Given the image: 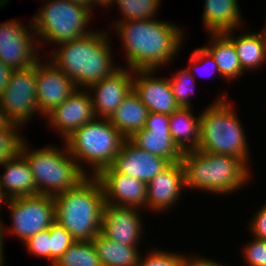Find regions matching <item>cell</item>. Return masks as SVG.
Wrapping results in <instances>:
<instances>
[{"instance_id": "obj_1", "label": "cell", "mask_w": 266, "mask_h": 266, "mask_svg": "<svg viewBox=\"0 0 266 266\" xmlns=\"http://www.w3.org/2000/svg\"><path fill=\"white\" fill-rule=\"evenodd\" d=\"M179 27L156 18L119 22L112 29L125 49L127 68L157 71L178 56L185 38Z\"/></svg>"}, {"instance_id": "obj_2", "label": "cell", "mask_w": 266, "mask_h": 266, "mask_svg": "<svg viewBox=\"0 0 266 266\" xmlns=\"http://www.w3.org/2000/svg\"><path fill=\"white\" fill-rule=\"evenodd\" d=\"M107 33L93 30L83 37L62 43L48 58L71 78L78 89H88L119 68L114 66L111 39Z\"/></svg>"}, {"instance_id": "obj_3", "label": "cell", "mask_w": 266, "mask_h": 266, "mask_svg": "<svg viewBox=\"0 0 266 266\" xmlns=\"http://www.w3.org/2000/svg\"><path fill=\"white\" fill-rule=\"evenodd\" d=\"M55 221L76 241H92L101 233L103 189L96 176L87 175L76 186L54 197Z\"/></svg>"}, {"instance_id": "obj_4", "label": "cell", "mask_w": 266, "mask_h": 266, "mask_svg": "<svg viewBox=\"0 0 266 266\" xmlns=\"http://www.w3.org/2000/svg\"><path fill=\"white\" fill-rule=\"evenodd\" d=\"M181 163L186 188L217 195L240 190L249 183L252 174L251 169L237 157L200 150L184 151Z\"/></svg>"}, {"instance_id": "obj_5", "label": "cell", "mask_w": 266, "mask_h": 266, "mask_svg": "<svg viewBox=\"0 0 266 266\" xmlns=\"http://www.w3.org/2000/svg\"><path fill=\"white\" fill-rule=\"evenodd\" d=\"M212 103L200 113L197 150L237 157L249 168L247 136L235 109L225 94Z\"/></svg>"}, {"instance_id": "obj_6", "label": "cell", "mask_w": 266, "mask_h": 266, "mask_svg": "<svg viewBox=\"0 0 266 266\" xmlns=\"http://www.w3.org/2000/svg\"><path fill=\"white\" fill-rule=\"evenodd\" d=\"M64 146L61 150L52 145L32 150L26 140L21 145L20 154L30 166L37 195L55 197L76 186L87 176L69 154L65 143Z\"/></svg>"}, {"instance_id": "obj_7", "label": "cell", "mask_w": 266, "mask_h": 266, "mask_svg": "<svg viewBox=\"0 0 266 266\" xmlns=\"http://www.w3.org/2000/svg\"><path fill=\"white\" fill-rule=\"evenodd\" d=\"M125 139L108 118H95L75 130L64 142L80 169L86 175L96 176L111 166ZM83 162L92 169L91 173L81 165Z\"/></svg>"}, {"instance_id": "obj_8", "label": "cell", "mask_w": 266, "mask_h": 266, "mask_svg": "<svg viewBox=\"0 0 266 266\" xmlns=\"http://www.w3.org/2000/svg\"><path fill=\"white\" fill-rule=\"evenodd\" d=\"M48 1L31 20L38 40L60 46L93 32V29H86L88 22L92 21L91 9L70 0Z\"/></svg>"}, {"instance_id": "obj_9", "label": "cell", "mask_w": 266, "mask_h": 266, "mask_svg": "<svg viewBox=\"0 0 266 266\" xmlns=\"http://www.w3.org/2000/svg\"><path fill=\"white\" fill-rule=\"evenodd\" d=\"M7 204L13 223L5 230L20 238L22 243L55 222L53 196L38 194L13 198L8 199Z\"/></svg>"}, {"instance_id": "obj_10", "label": "cell", "mask_w": 266, "mask_h": 266, "mask_svg": "<svg viewBox=\"0 0 266 266\" xmlns=\"http://www.w3.org/2000/svg\"><path fill=\"white\" fill-rule=\"evenodd\" d=\"M36 86V63L13 71L9 85L0 96V106L12 123L22 126L39 113Z\"/></svg>"}, {"instance_id": "obj_11", "label": "cell", "mask_w": 266, "mask_h": 266, "mask_svg": "<svg viewBox=\"0 0 266 266\" xmlns=\"http://www.w3.org/2000/svg\"><path fill=\"white\" fill-rule=\"evenodd\" d=\"M29 22L30 29L16 19L0 24V60L13 70L31 67L40 59L38 46L44 44L34 40L37 37Z\"/></svg>"}, {"instance_id": "obj_12", "label": "cell", "mask_w": 266, "mask_h": 266, "mask_svg": "<svg viewBox=\"0 0 266 266\" xmlns=\"http://www.w3.org/2000/svg\"><path fill=\"white\" fill-rule=\"evenodd\" d=\"M36 62L37 106L41 116L45 117L60 105L78 88L70 77L65 75L49 59Z\"/></svg>"}, {"instance_id": "obj_13", "label": "cell", "mask_w": 266, "mask_h": 266, "mask_svg": "<svg viewBox=\"0 0 266 266\" xmlns=\"http://www.w3.org/2000/svg\"><path fill=\"white\" fill-rule=\"evenodd\" d=\"M80 90L77 89L44 117L63 141L75 130L96 118L90 92L87 89Z\"/></svg>"}, {"instance_id": "obj_14", "label": "cell", "mask_w": 266, "mask_h": 266, "mask_svg": "<svg viewBox=\"0 0 266 266\" xmlns=\"http://www.w3.org/2000/svg\"><path fill=\"white\" fill-rule=\"evenodd\" d=\"M130 140L140 149L165 158L170 163L181 161L183 152L171 137L169 115L149 112L144 128L137 131Z\"/></svg>"}, {"instance_id": "obj_15", "label": "cell", "mask_w": 266, "mask_h": 266, "mask_svg": "<svg viewBox=\"0 0 266 266\" xmlns=\"http://www.w3.org/2000/svg\"><path fill=\"white\" fill-rule=\"evenodd\" d=\"M132 75L134 70L119 66L111 75L87 89L90 93L92 92L96 118H109L122 104L125 97L133 90Z\"/></svg>"}, {"instance_id": "obj_16", "label": "cell", "mask_w": 266, "mask_h": 266, "mask_svg": "<svg viewBox=\"0 0 266 266\" xmlns=\"http://www.w3.org/2000/svg\"><path fill=\"white\" fill-rule=\"evenodd\" d=\"M139 208L104 203L101 234L127 246H137L143 235ZM140 239V240H139ZM139 241V242H138Z\"/></svg>"}, {"instance_id": "obj_17", "label": "cell", "mask_w": 266, "mask_h": 266, "mask_svg": "<svg viewBox=\"0 0 266 266\" xmlns=\"http://www.w3.org/2000/svg\"><path fill=\"white\" fill-rule=\"evenodd\" d=\"M96 177L100 181L106 203L147 209L145 182L116 173L111 167L102 169Z\"/></svg>"}, {"instance_id": "obj_18", "label": "cell", "mask_w": 266, "mask_h": 266, "mask_svg": "<svg viewBox=\"0 0 266 266\" xmlns=\"http://www.w3.org/2000/svg\"><path fill=\"white\" fill-rule=\"evenodd\" d=\"M169 164L167 159L140 149L130 139H125L110 167L116 173L134 177L147 184Z\"/></svg>"}, {"instance_id": "obj_19", "label": "cell", "mask_w": 266, "mask_h": 266, "mask_svg": "<svg viewBox=\"0 0 266 266\" xmlns=\"http://www.w3.org/2000/svg\"><path fill=\"white\" fill-rule=\"evenodd\" d=\"M184 188L185 173L181 161L170 163L147 183V208L151 212L164 213L179 201Z\"/></svg>"}, {"instance_id": "obj_20", "label": "cell", "mask_w": 266, "mask_h": 266, "mask_svg": "<svg viewBox=\"0 0 266 266\" xmlns=\"http://www.w3.org/2000/svg\"><path fill=\"white\" fill-rule=\"evenodd\" d=\"M156 70H134L133 89L149 112L171 115L179 108L168 77H155Z\"/></svg>"}, {"instance_id": "obj_21", "label": "cell", "mask_w": 266, "mask_h": 266, "mask_svg": "<svg viewBox=\"0 0 266 266\" xmlns=\"http://www.w3.org/2000/svg\"><path fill=\"white\" fill-rule=\"evenodd\" d=\"M0 166L5 170L0 176V185L8 199L37 195L30 166L20 153Z\"/></svg>"}, {"instance_id": "obj_22", "label": "cell", "mask_w": 266, "mask_h": 266, "mask_svg": "<svg viewBox=\"0 0 266 266\" xmlns=\"http://www.w3.org/2000/svg\"><path fill=\"white\" fill-rule=\"evenodd\" d=\"M238 0H205L203 26L208 33H224L241 29V10Z\"/></svg>"}, {"instance_id": "obj_23", "label": "cell", "mask_w": 266, "mask_h": 266, "mask_svg": "<svg viewBox=\"0 0 266 266\" xmlns=\"http://www.w3.org/2000/svg\"><path fill=\"white\" fill-rule=\"evenodd\" d=\"M148 113V108L133 89L108 120L126 139H130L144 128Z\"/></svg>"}, {"instance_id": "obj_24", "label": "cell", "mask_w": 266, "mask_h": 266, "mask_svg": "<svg viewBox=\"0 0 266 266\" xmlns=\"http://www.w3.org/2000/svg\"><path fill=\"white\" fill-rule=\"evenodd\" d=\"M236 30L224 32L234 43L243 71L256 70L266 62V31L245 32L235 36ZM234 35V36H233Z\"/></svg>"}, {"instance_id": "obj_25", "label": "cell", "mask_w": 266, "mask_h": 266, "mask_svg": "<svg viewBox=\"0 0 266 266\" xmlns=\"http://www.w3.org/2000/svg\"><path fill=\"white\" fill-rule=\"evenodd\" d=\"M193 107H179L169 115L171 137L184 152L197 150L200 139V115H193Z\"/></svg>"}, {"instance_id": "obj_26", "label": "cell", "mask_w": 266, "mask_h": 266, "mask_svg": "<svg viewBox=\"0 0 266 266\" xmlns=\"http://www.w3.org/2000/svg\"><path fill=\"white\" fill-rule=\"evenodd\" d=\"M210 39L209 46L203 47L214 58L221 78L233 81L243 76L245 72L240 65L233 41L225 33H210Z\"/></svg>"}, {"instance_id": "obj_27", "label": "cell", "mask_w": 266, "mask_h": 266, "mask_svg": "<svg viewBox=\"0 0 266 266\" xmlns=\"http://www.w3.org/2000/svg\"><path fill=\"white\" fill-rule=\"evenodd\" d=\"M102 266H137L140 258L138 246H127L103 236L92 240Z\"/></svg>"}, {"instance_id": "obj_28", "label": "cell", "mask_w": 266, "mask_h": 266, "mask_svg": "<svg viewBox=\"0 0 266 266\" xmlns=\"http://www.w3.org/2000/svg\"><path fill=\"white\" fill-rule=\"evenodd\" d=\"M52 266H102L92 241H75Z\"/></svg>"}, {"instance_id": "obj_29", "label": "cell", "mask_w": 266, "mask_h": 266, "mask_svg": "<svg viewBox=\"0 0 266 266\" xmlns=\"http://www.w3.org/2000/svg\"><path fill=\"white\" fill-rule=\"evenodd\" d=\"M161 0H115L120 13L122 14V20L112 22V27L119 22H126L130 20H143V19H155V14L158 13Z\"/></svg>"}, {"instance_id": "obj_30", "label": "cell", "mask_w": 266, "mask_h": 266, "mask_svg": "<svg viewBox=\"0 0 266 266\" xmlns=\"http://www.w3.org/2000/svg\"><path fill=\"white\" fill-rule=\"evenodd\" d=\"M177 73H173L172 77L169 76V83L175 98L176 103L179 107H192L190 101V95L194 93L195 79L194 72L184 68L177 70Z\"/></svg>"}, {"instance_id": "obj_31", "label": "cell", "mask_w": 266, "mask_h": 266, "mask_svg": "<svg viewBox=\"0 0 266 266\" xmlns=\"http://www.w3.org/2000/svg\"><path fill=\"white\" fill-rule=\"evenodd\" d=\"M19 128L21 125L11 122L6 128L0 129V165L20 153L25 137Z\"/></svg>"}, {"instance_id": "obj_32", "label": "cell", "mask_w": 266, "mask_h": 266, "mask_svg": "<svg viewBox=\"0 0 266 266\" xmlns=\"http://www.w3.org/2000/svg\"><path fill=\"white\" fill-rule=\"evenodd\" d=\"M49 235L50 265L52 266L76 240L56 221L49 227Z\"/></svg>"}, {"instance_id": "obj_33", "label": "cell", "mask_w": 266, "mask_h": 266, "mask_svg": "<svg viewBox=\"0 0 266 266\" xmlns=\"http://www.w3.org/2000/svg\"><path fill=\"white\" fill-rule=\"evenodd\" d=\"M162 250L152 249L145 259L140 255L137 266H183L184 254Z\"/></svg>"}, {"instance_id": "obj_34", "label": "cell", "mask_w": 266, "mask_h": 266, "mask_svg": "<svg viewBox=\"0 0 266 266\" xmlns=\"http://www.w3.org/2000/svg\"><path fill=\"white\" fill-rule=\"evenodd\" d=\"M23 246L27 249V253L34 256L44 257L50 263V235L49 228L36 233L23 242Z\"/></svg>"}, {"instance_id": "obj_35", "label": "cell", "mask_w": 266, "mask_h": 266, "mask_svg": "<svg viewBox=\"0 0 266 266\" xmlns=\"http://www.w3.org/2000/svg\"><path fill=\"white\" fill-rule=\"evenodd\" d=\"M243 248V257L248 266H266V241L254 237Z\"/></svg>"}, {"instance_id": "obj_36", "label": "cell", "mask_w": 266, "mask_h": 266, "mask_svg": "<svg viewBox=\"0 0 266 266\" xmlns=\"http://www.w3.org/2000/svg\"><path fill=\"white\" fill-rule=\"evenodd\" d=\"M189 59H190L189 66L187 67V69H189V70L192 69V71H194V69L195 70L197 69V70L200 71L201 70L200 68H201L202 64H209V65H207V66H211L209 70H211V72L213 71L212 72L213 74L217 73L218 76L220 75V77H221L220 71L218 69V66H217L214 58L211 56V54L204 47H199V48L194 49ZM202 69H203V66H202Z\"/></svg>"}, {"instance_id": "obj_37", "label": "cell", "mask_w": 266, "mask_h": 266, "mask_svg": "<svg viewBox=\"0 0 266 266\" xmlns=\"http://www.w3.org/2000/svg\"><path fill=\"white\" fill-rule=\"evenodd\" d=\"M256 213L251 217L249 231L252 234V238L255 237L260 240L266 241V203L263 204Z\"/></svg>"}, {"instance_id": "obj_38", "label": "cell", "mask_w": 266, "mask_h": 266, "mask_svg": "<svg viewBox=\"0 0 266 266\" xmlns=\"http://www.w3.org/2000/svg\"><path fill=\"white\" fill-rule=\"evenodd\" d=\"M189 256L186 254L183 260V266H226L225 264H221V262H217L216 260H212L211 258L207 259L203 256Z\"/></svg>"}, {"instance_id": "obj_39", "label": "cell", "mask_w": 266, "mask_h": 266, "mask_svg": "<svg viewBox=\"0 0 266 266\" xmlns=\"http://www.w3.org/2000/svg\"><path fill=\"white\" fill-rule=\"evenodd\" d=\"M13 71L14 70L12 68L8 67L0 60V96L5 91V88L9 85Z\"/></svg>"}, {"instance_id": "obj_40", "label": "cell", "mask_w": 266, "mask_h": 266, "mask_svg": "<svg viewBox=\"0 0 266 266\" xmlns=\"http://www.w3.org/2000/svg\"><path fill=\"white\" fill-rule=\"evenodd\" d=\"M2 219L0 218V266H5V264H4V237H6L5 236V233L7 232V231H5V225L3 224V221H1ZM5 232V233H4Z\"/></svg>"}, {"instance_id": "obj_41", "label": "cell", "mask_w": 266, "mask_h": 266, "mask_svg": "<svg viewBox=\"0 0 266 266\" xmlns=\"http://www.w3.org/2000/svg\"><path fill=\"white\" fill-rule=\"evenodd\" d=\"M114 1L115 0H91V10L93 11V5H94V7L96 6V5H99L98 7H102V8H104L105 7V9L106 8H109L110 6L112 7V5L114 4Z\"/></svg>"}, {"instance_id": "obj_42", "label": "cell", "mask_w": 266, "mask_h": 266, "mask_svg": "<svg viewBox=\"0 0 266 266\" xmlns=\"http://www.w3.org/2000/svg\"><path fill=\"white\" fill-rule=\"evenodd\" d=\"M10 123L11 121L7 118L4 110L0 106V129L6 128Z\"/></svg>"}, {"instance_id": "obj_43", "label": "cell", "mask_w": 266, "mask_h": 266, "mask_svg": "<svg viewBox=\"0 0 266 266\" xmlns=\"http://www.w3.org/2000/svg\"><path fill=\"white\" fill-rule=\"evenodd\" d=\"M73 3L81 4L89 9H91V0H70Z\"/></svg>"}, {"instance_id": "obj_44", "label": "cell", "mask_w": 266, "mask_h": 266, "mask_svg": "<svg viewBox=\"0 0 266 266\" xmlns=\"http://www.w3.org/2000/svg\"><path fill=\"white\" fill-rule=\"evenodd\" d=\"M8 201V198L6 197V195L4 194L2 188H1V185H0V210H1V206L3 203H7Z\"/></svg>"}, {"instance_id": "obj_45", "label": "cell", "mask_w": 266, "mask_h": 266, "mask_svg": "<svg viewBox=\"0 0 266 266\" xmlns=\"http://www.w3.org/2000/svg\"><path fill=\"white\" fill-rule=\"evenodd\" d=\"M9 0H0V8L4 7L6 4H8Z\"/></svg>"}]
</instances>
